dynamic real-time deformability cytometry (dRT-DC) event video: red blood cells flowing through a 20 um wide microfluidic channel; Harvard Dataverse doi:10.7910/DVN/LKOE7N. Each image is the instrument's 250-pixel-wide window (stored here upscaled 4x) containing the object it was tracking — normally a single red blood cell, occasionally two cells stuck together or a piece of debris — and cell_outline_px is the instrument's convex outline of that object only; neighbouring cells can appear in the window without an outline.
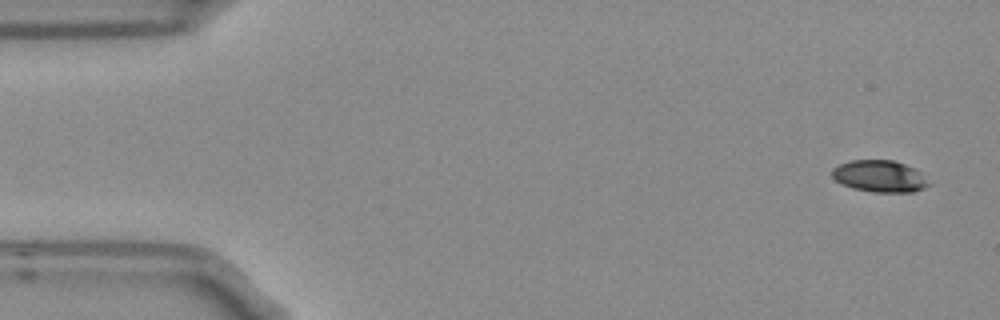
{"species": "Egyptian fruit bat (a non-hibernating species)", "species_latin": "Rousettus aegyptiacus", "temperature_condition": "room temperature", "stored_images_in_passage": 10, "camera_frame_rate_fps": 3000, "um_per_image_px": 0.085, "frame": {"image": 1, "passage_image": 1, "time_ms": 0.0, "image_size_px": [1000, 320], "cell_outline_px": [[932, 184], [924, 188], [912, 192], [872, 192], [852, 188], [840, 184], [832, 176], [832, 168], [840, 164], [852, 160], [892, 160], [916, 168]], "centroid_in_image_um": [74.78, 14.98], "position_along_channel_um": 10.2, "area_um2": 18.03}}
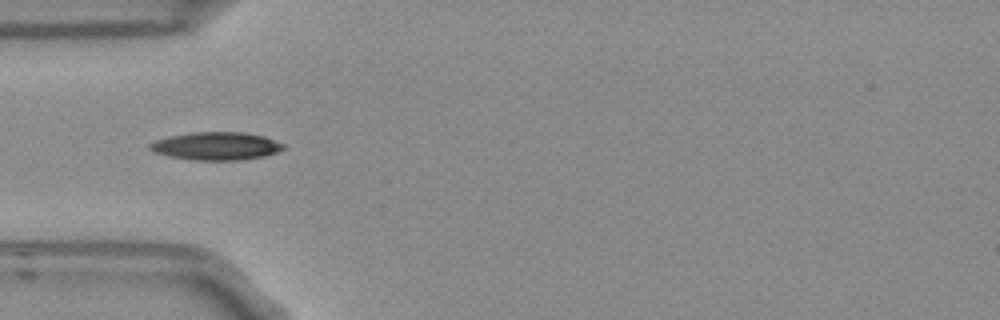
{"frame": {"image": 2, "passage_image": 4, "time_ms": 1.0, "image_size_px": [1000, 320], "cell_outline_px": [[284, 148], [276, 152], [264, 156], [240, 160], [192, 160], [168, 156], [156, 152], [148, 148], [148, 144], [156, 140], [168, 136], [192, 132], [244, 132], [264, 136], [284, 144]], "centroid_in_image_um": [18.35, 12.41], "position_along_channel_um": 66.6, "area_um2": 21.73}}
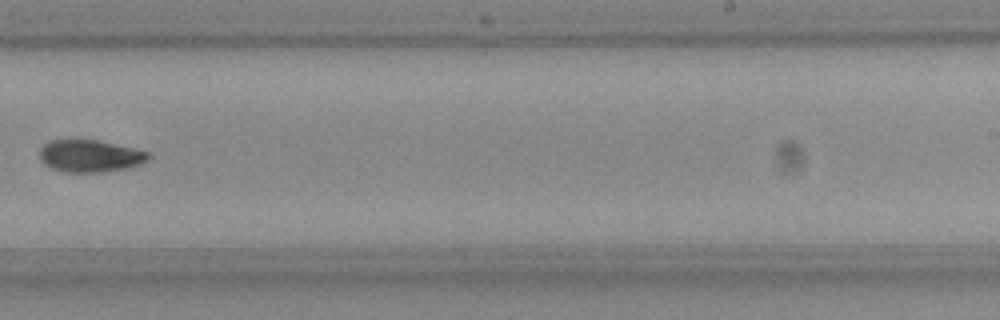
{"frame": {"image": 3, "passage_image": 9, "time_ms": 2.667, "image_size_px": [1000, 320], "cell_outline_px": [[152, 156], [136, 164], [124, 168], [100, 172], [68, 172], [52, 168], [44, 164], [40, 160], [40, 148], [48, 140], [96, 140], [132, 148], [148, 152]], "centroid_in_image_um": [7.57, 13.25], "position_along_channel_um": 281.4, "area_um2": 19.94}}